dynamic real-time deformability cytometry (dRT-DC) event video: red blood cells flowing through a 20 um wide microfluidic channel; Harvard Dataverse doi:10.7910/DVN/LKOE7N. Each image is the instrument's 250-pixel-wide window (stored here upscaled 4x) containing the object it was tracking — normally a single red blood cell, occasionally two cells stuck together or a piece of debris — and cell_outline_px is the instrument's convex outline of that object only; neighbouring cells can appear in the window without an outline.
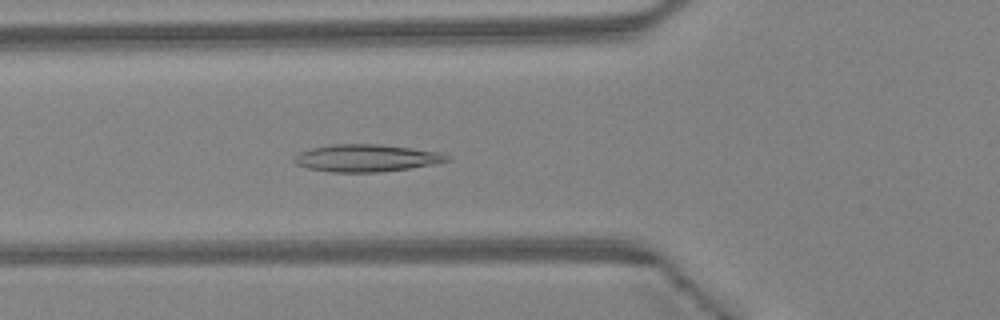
{"species": "Egyptian fruit bat (a non-hibernating species)", "species_latin": "Rousettus aegyptiacus", "temperature_condition": "warm", "stored_images_in_passage": 25, "camera_frame_rate_fps": 3000, "um_per_image_px": 0.085, "animal": {"sex": "female"}, "frame": {"image": 1, "passage_image": 16, "time_ms": 5.0, "image_size_px": [1000, 320], "cell_outline_px": [[452, 160], [432, 164], [408, 168], [380, 172], [332, 172], [308, 168], [296, 164], [292, 160], [300, 152], [312, 148], [332, 144], [376, 144], [412, 148], [440, 152], [448, 156]], "centroid_in_image_um": [31.13, 13.43], "position_along_channel_um": 94.7, "area_um2": 24.1}}
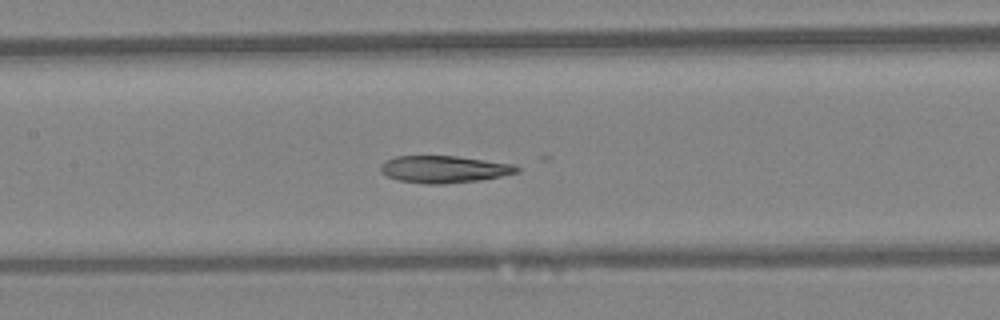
{"frame": {"image": 2, "passage_image": 21, "time_ms": 6.667, "image_size_px": [1000, 320], "cell_outline_px": [[520, 172], [480, 180], [444, 184], [424, 184], [396, 180], [380, 172], [380, 164], [396, 156], [456, 156], [516, 164], [520, 168]], "centroid_in_image_um": [37.76, 14.39], "position_along_channel_um": 169.6, "area_um2": 21.68}}
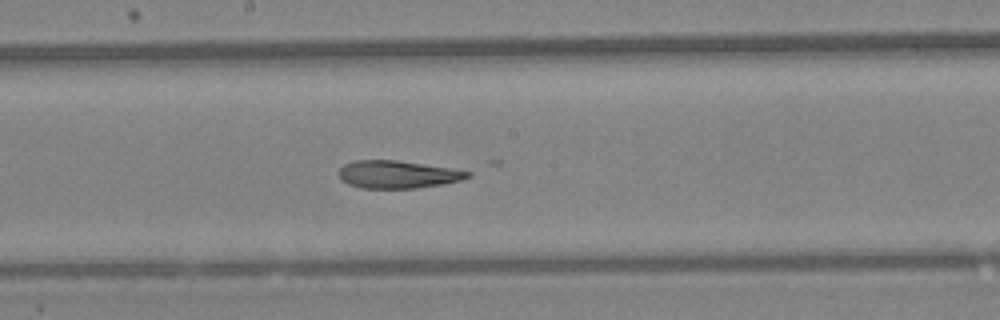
{"frame": {"image": 3, "passage_image": 24, "time_ms": 7.667, "image_size_px": [1000, 320], "cell_outline_px": [[472, 176], [460, 180], [444, 184], [416, 188], [360, 188], [348, 184], [340, 180], [340, 168], [344, 164], [356, 160], [396, 160], [448, 168], [472, 172]], "centroid_in_image_um": [33.78, 14.83], "position_along_channel_um": 214.4, "area_um2": 20.63}}